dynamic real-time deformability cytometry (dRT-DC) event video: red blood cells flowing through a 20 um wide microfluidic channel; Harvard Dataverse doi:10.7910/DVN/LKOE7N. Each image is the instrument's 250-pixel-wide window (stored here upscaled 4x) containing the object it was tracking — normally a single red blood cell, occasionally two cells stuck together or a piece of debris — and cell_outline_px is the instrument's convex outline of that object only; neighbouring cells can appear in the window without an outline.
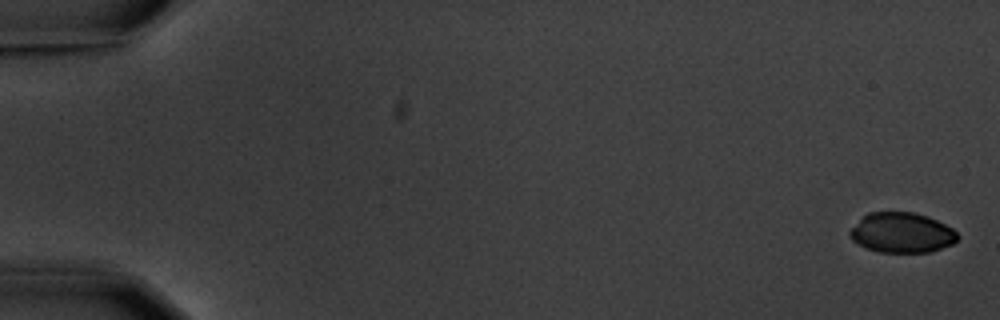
{"species": "common noctule bat (a hibernating species)", "species_latin": "Nyctalus noctula", "temperature_condition": "warm", "stored_images_in_passage": 5, "camera_frame_rate_fps": 3000, "um_per_image_px": 0.085, "animal": {"sex": "male", "body_mass_g": 20.1, "forearm_length_mm": 53.5}, "frame": {"image": 1, "passage_image": 1, "time_ms": 0.0, "image_size_px": [1000, 320], "cell_outline_px": [[960, 236], [952, 244], [928, 252], [880, 252], [868, 248], [852, 240], [848, 236], [848, 232], [868, 212], [912, 212], [928, 216], [952, 228]], "centroid_in_image_um": [76.65, 19.77], "position_along_channel_um": 8.3, "area_um2": 24.91}}
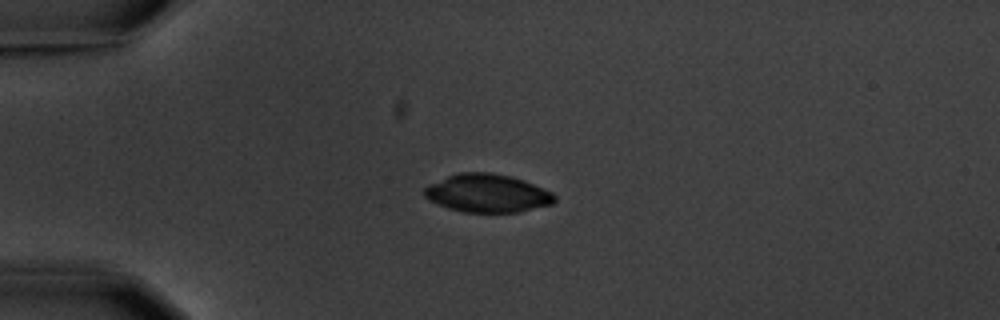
{"frame": {"image": 2, "passage_image": 4, "time_ms": 4.667, "image_size_px": [1000, 320], "cell_outline_px": [[556, 200], [552, 204], [520, 212], [464, 212], [448, 208], [428, 200], [424, 196], [424, 188], [428, 184], [456, 172], [488, 172], [512, 176], [524, 180], [552, 192], [556, 196]], "centroid_in_image_um": [41.41, 16.42], "position_along_channel_um": 43.6, "area_um2": 29.19}}